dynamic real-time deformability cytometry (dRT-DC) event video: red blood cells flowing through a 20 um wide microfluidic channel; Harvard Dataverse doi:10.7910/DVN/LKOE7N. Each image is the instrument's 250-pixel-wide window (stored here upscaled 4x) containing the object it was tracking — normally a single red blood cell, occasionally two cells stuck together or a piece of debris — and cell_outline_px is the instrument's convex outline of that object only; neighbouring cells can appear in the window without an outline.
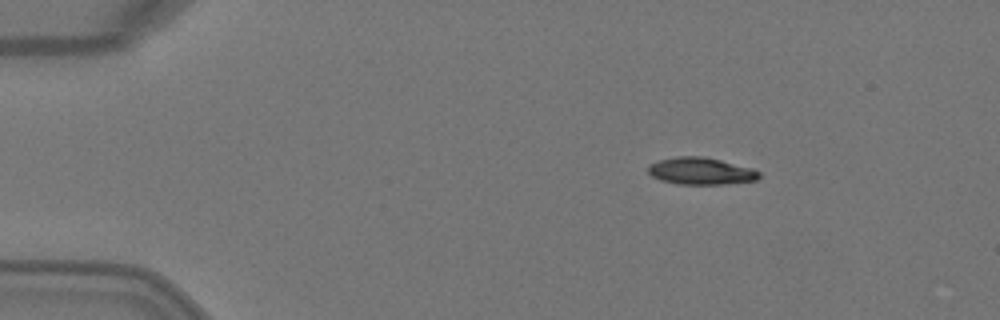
{"species": "Egyptian fruit bat (a non-hibernating species)", "species_latin": "Rousettus aegyptiacus", "temperature_condition": "warm", "stored_images_in_passage": 6, "camera_frame_rate_fps": 3000, "um_per_image_px": 0.085, "animal": {"sex": "female"}, "frame": {"image": 1, "passage_image": 1, "time_ms": 0.0, "image_size_px": [1000, 320], "cell_outline_px": [[760, 176], [756, 180], [724, 184], [676, 184], [660, 180], [652, 176], [648, 172], [648, 164], [660, 160], [676, 156], [704, 156], [752, 168], [760, 172]], "centroid_in_image_um": [59.55, 14.54], "position_along_channel_um": 25.5, "area_um2": 17.51}}
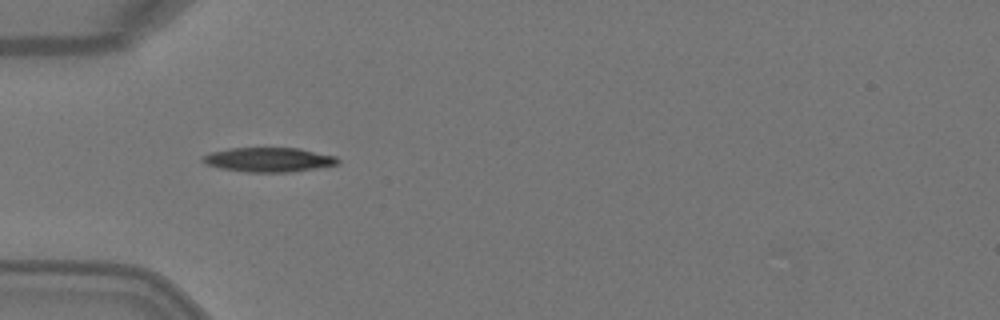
{"frame": {"image": 2, "passage_image": 3, "time_ms": 0.667, "image_size_px": [1000, 320], "cell_outline_px": [[340, 164], [316, 168], [288, 172], [248, 172], [220, 168], [208, 164], [200, 160], [204, 156], [212, 152], [232, 148], [300, 148], [336, 156], [340, 160]], "centroid_in_image_um": [22.9, 13.57], "position_along_channel_um": 62.1, "area_um2": 19.07}}
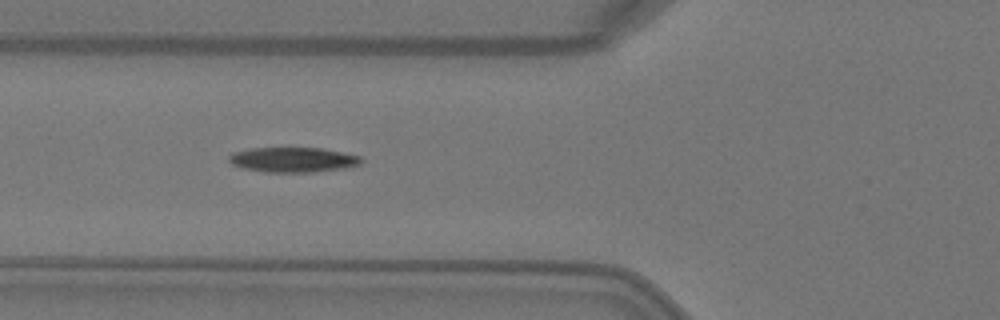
{"frame": {"image": 3, "passage_image": 4, "time_ms": 1.0, "image_size_px": [1000, 320], "cell_outline_px": [[364, 160], [360, 164], [344, 168], [312, 172], [268, 172], [244, 168], [232, 164], [228, 160], [228, 156], [232, 152], [252, 148], [320, 148], [360, 156]], "centroid_in_image_um": [24.89, 13.57], "position_along_channel_um": 100.9, "area_um2": 19.07}}